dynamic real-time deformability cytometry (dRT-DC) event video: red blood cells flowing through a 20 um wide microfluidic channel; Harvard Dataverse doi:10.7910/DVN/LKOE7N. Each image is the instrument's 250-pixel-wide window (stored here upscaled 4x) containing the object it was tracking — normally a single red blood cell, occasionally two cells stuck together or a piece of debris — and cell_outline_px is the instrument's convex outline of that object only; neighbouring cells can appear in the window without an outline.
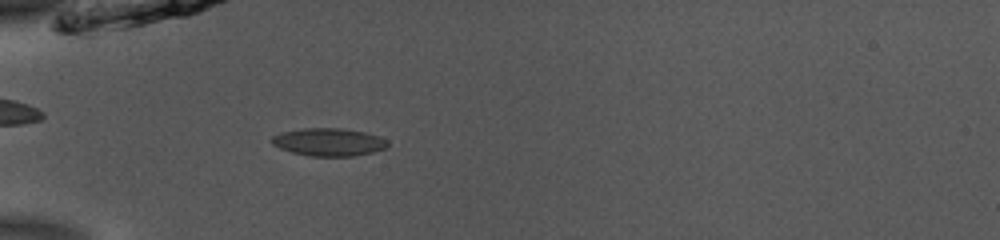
{"species": "common noctule bat (a hibernating species)", "species_latin": "Nyctalus noctula", "temperature_condition": "room temperature", "stored_images_in_passage": 37, "camera_frame_rate_fps": 3000, "um_per_image_px": 0.085, "animal": {"sex": "male", "body_mass_g": 13.0, "forearm_length_mm": 53.1}, "frame": {"image": 1, "passage_image": 2, "time_ms": 0.333, "image_size_px": [1000, 240], "cell_outline_px": [[388, 144], [384, 148], [372, 152], [352, 156], [312, 156], [292, 152], [280, 148], [272, 144], [272, 136], [280, 132], [304, 128], [340, 128], [364, 132], [380, 136], [388, 140]], "centroid_in_image_um": [27.94, 12.06], "position_along_channel_um": 57.1, "area_um2": 18.67}}
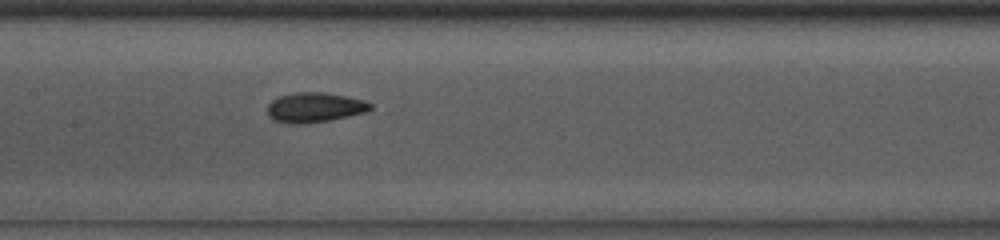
{"frame": {"image": 2, "passage_image": 12, "time_ms": 3.667, "image_size_px": [1000, 240], "cell_outline_px": [[372, 108], [364, 112], [348, 116], [328, 120], [304, 124], [292, 124], [276, 120], [268, 116], [268, 104], [272, 100], [280, 96], [296, 92], [324, 92], [364, 100], [372, 104]], "centroid_in_image_um": [26.73, 9.13], "position_along_channel_um": 180.7, "area_um2": 17.69}}
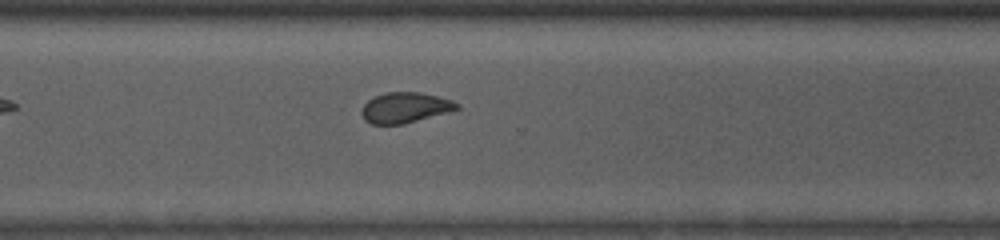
{"frame": {"image": 3, "passage_image": 24, "time_ms": 7.667, "image_size_px": [1000, 240], "cell_outline_px": [[460, 108], [448, 112], [404, 124], [372, 124], [364, 120], [360, 112], [364, 104], [368, 100], [376, 96], [388, 92], [420, 92], [452, 100], [460, 104]], "centroid_in_image_um": [34.43, 9.15], "position_along_channel_um": 336.2, "area_um2": 16.88}, "authors_computed_cell_mechanics": {"area_um2": 17.7446, "velocity_mm_per_s": 3.8928, "shape_relaxation_time_tau1_ms": 5.7431, "shape_relaxation_time_tau2_ms": 1.7317, "deformation_change_tau1": 0.1335, "deformation_change_tau2": 0.0569}}